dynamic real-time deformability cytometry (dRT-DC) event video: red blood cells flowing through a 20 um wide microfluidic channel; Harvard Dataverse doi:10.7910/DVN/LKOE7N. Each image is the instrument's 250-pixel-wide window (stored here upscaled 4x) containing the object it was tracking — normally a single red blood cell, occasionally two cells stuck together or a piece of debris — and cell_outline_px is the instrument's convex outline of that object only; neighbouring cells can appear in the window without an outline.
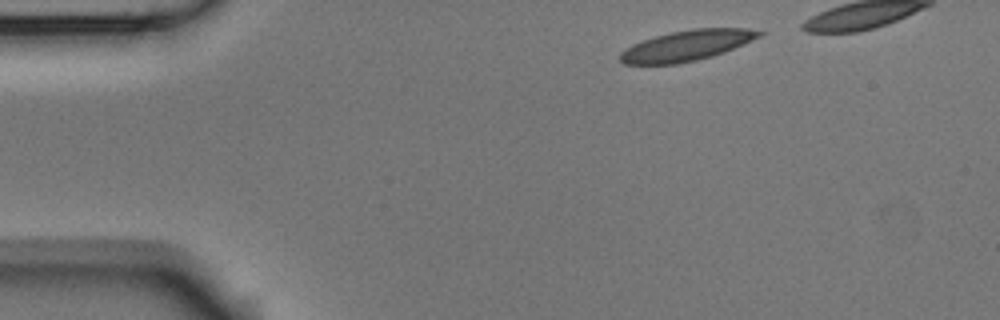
{"species": "Egyptian fruit bat (a non-hibernating species)", "species_latin": "Rousettus aegyptiacus", "temperature_condition": "room temperature", "stored_images_in_passage": 4, "camera_frame_rate_fps": 3000, "um_per_image_px": 0.085, "animal": {"sex": "male"}, "frame": {"image": 1, "passage_image": 1, "time_ms": 0.0, "image_size_px": [1000, 320], "cell_outline_px": [[764, 36], [724, 52], [712, 56], [696, 60], [676, 64], [624, 64], [620, 60], [620, 52], [632, 44], [656, 36], [672, 32], [692, 28], [748, 28], [764, 32]], "centroid_in_image_um": [58.42, 3.86], "position_along_channel_um": 26.6, "area_um2": 24.74}}